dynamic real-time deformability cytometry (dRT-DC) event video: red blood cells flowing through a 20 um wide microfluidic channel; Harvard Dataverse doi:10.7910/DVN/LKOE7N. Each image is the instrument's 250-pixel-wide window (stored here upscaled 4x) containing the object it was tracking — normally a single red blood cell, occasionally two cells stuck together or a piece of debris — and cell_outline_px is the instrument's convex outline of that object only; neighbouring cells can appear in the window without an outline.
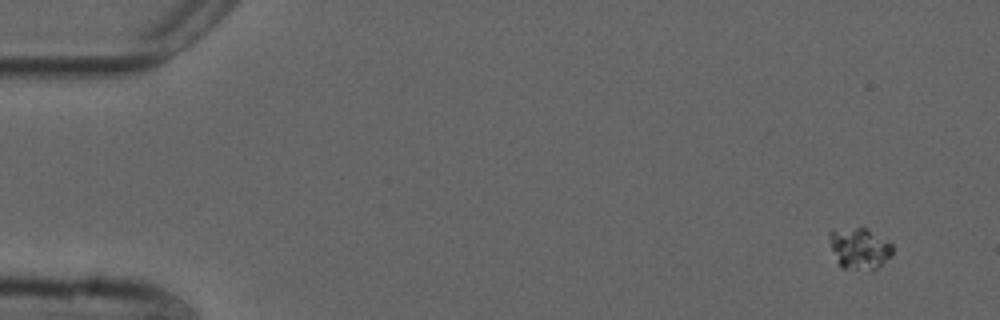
{"species": "common noctule bat (a hibernating species)", "species_latin": "Nyctalus noctula", "temperature_condition": "cold", "stored_images_in_passage": 4, "camera_frame_rate_fps": 3000, "um_per_image_px": 0.085, "animal": {"sex": "male", "forearm_length_mm": 52.5}, "frame": {"image": 1, "passage_image": 1, "time_ms": 0.0, "image_size_px": [1000, 320], "cell_outline_px": [[892, 252], [876, 268], [840, 268], [832, 248], [828, 232], [832, 228], [864, 228], [888, 240], [892, 244]], "centroid_in_image_um": [73.0, 21.06], "position_along_channel_um": 12.0, "area_um2": 14.68}}
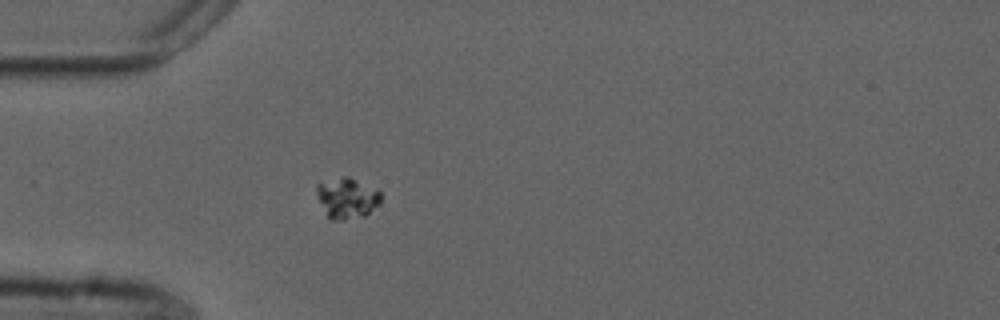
{"frame": {"image": 2, "passage_image": 4, "time_ms": 1.0, "image_size_px": [1000, 320], "cell_outline_px": [[380, 204], [364, 216], [344, 220], [332, 220], [328, 216], [316, 192], [316, 184], [344, 176], [348, 176], [376, 188], [380, 192]], "centroid_in_image_um": [29.53, 16.83], "position_along_channel_um": 55.5, "area_um2": 15.03}}